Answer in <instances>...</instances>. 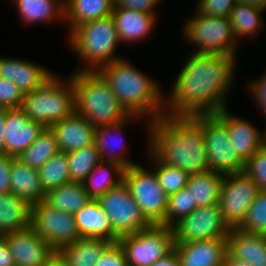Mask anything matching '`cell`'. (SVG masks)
<instances>
[{"instance_id":"6da1fadb","label":"cell","mask_w":266,"mask_h":266,"mask_svg":"<svg viewBox=\"0 0 266 266\" xmlns=\"http://www.w3.org/2000/svg\"><path fill=\"white\" fill-rule=\"evenodd\" d=\"M236 62L234 56L191 53L165 98L164 115L194 117L228 108Z\"/></svg>"},{"instance_id":"7a4b0ae2","label":"cell","mask_w":266,"mask_h":266,"mask_svg":"<svg viewBox=\"0 0 266 266\" xmlns=\"http://www.w3.org/2000/svg\"><path fill=\"white\" fill-rule=\"evenodd\" d=\"M148 151L162 164L189 175L210 171L203 136V115H162L148 123Z\"/></svg>"},{"instance_id":"3957f363","label":"cell","mask_w":266,"mask_h":266,"mask_svg":"<svg viewBox=\"0 0 266 266\" xmlns=\"http://www.w3.org/2000/svg\"><path fill=\"white\" fill-rule=\"evenodd\" d=\"M128 62L121 58L101 67L98 72L127 112L143 117L149 123L164 115L165 97L155 79Z\"/></svg>"},{"instance_id":"277c9868","label":"cell","mask_w":266,"mask_h":266,"mask_svg":"<svg viewBox=\"0 0 266 266\" xmlns=\"http://www.w3.org/2000/svg\"><path fill=\"white\" fill-rule=\"evenodd\" d=\"M71 75L75 113L96 128L123 122L131 116L98 71H73Z\"/></svg>"},{"instance_id":"5b68a950","label":"cell","mask_w":266,"mask_h":266,"mask_svg":"<svg viewBox=\"0 0 266 266\" xmlns=\"http://www.w3.org/2000/svg\"><path fill=\"white\" fill-rule=\"evenodd\" d=\"M71 49L83 59L82 68L75 71H98L121 59L115 56L119 39L112 15L79 25L69 33Z\"/></svg>"},{"instance_id":"8992f818","label":"cell","mask_w":266,"mask_h":266,"mask_svg":"<svg viewBox=\"0 0 266 266\" xmlns=\"http://www.w3.org/2000/svg\"><path fill=\"white\" fill-rule=\"evenodd\" d=\"M21 109L32 121L50 128L56 122L75 113V93L72 79L62 81L55 74L41 87L25 93Z\"/></svg>"},{"instance_id":"52a82bcc","label":"cell","mask_w":266,"mask_h":266,"mask_svg":"<svg viewBox=\"0 0 266 266\" xmlns=\"http://www.w3.org/2000/svg\"><path fill=\"white\" fill-rule=\"evenodd\" d=\"M183 25V37L194 44V54L236 56L237 40L229 17H213L196 12Z\"/></svg>"},{"instance_id":"ba28073f","label":"cell","mask_w":266,"mask_h":266,"mask_svg":"<svg viewBox=\"0 0 266 266\" xmlns=\"http://www.w3.org/2000/svg\"><path fill=\"white\" fill-rule=\"evenodd\" d=\"M123 183L151 225L166 226L168 195L160 186L153 170L139 164L124 169Z\"/></svg>"},{"instance_id":"9c48e42d","label":"cell","mask_w":266,"mask_h":266,"mask_svg":"<svg viewBox=\"0 0 266 266\" xmlns=\"http://www.w3.org/2000/svg\"><path fill=\"white\" fill-rule=\"evenodd\" d=\"M129 266H149L174 249L173 229L151 225L145 230L118 238Z\"/></svg>"},{"instance_id":"30bf717a","label":"cell","mask_w":266,"mask_h":266,"mask_svg":"<svg viewBox=\"0 0 266 266\" xmlns=\"http://www.w3.org/2000/svg\"><path fill=\"white\" fill-rule=\"evenodd\" d=\"M203 136L209 169L228 175L243 172L244 161L235 151L226 125L215 115H203Z\"/></svg>"},{"instance_id":"8fae6325","label":"cell","mask_w":266,"mask_h":266,"mask_svg":"<svg viewBox=\"0 0 266 266\" xmlns=\"http://www.w3.org/2000/svg\"><path fill=\"white\" fill-rule=\"evenodd\" d=\"M30 227L54 250L82 238L74 215L51 207L44 200L32 205Z\"/></svg>"},{"instance_id":"7c38bea8","label":"cell","mask_w":266,"mask_h":266,"mask_svg":"<svg viewBox=\"0 0 266 266\" xmlns=\"http://www.w3.org/2000/svg\"><path fill=\"white\" fill-rule=\"evenodd\" d=\"M97 200L108 215L114 234L118 238L151 226L123 182Z\"/></svg>"},{"instance_id":"4fadbf2b","label":"cell","mask_w":266,"mask_h":266,"mask_svg":"<svg viewBox=\"0 0 266 266\" xmlns=\"http://www.w3.org/2000/svg\"><path fill=\"white\" fill-rule=\"evenodd\" d=\"M172 229L174 242L227 238L231 230L223 219L219 204L197 207Z\"/></svg>"},{"instance_id":"5bb4252c","label":"cell","mask_w":266,"mask_h":266,"mask_svg":"<svg viewBox=\"0 0 266 266\" xmlns=\"http://www.w3.org/2000/svg\"><path fill=\"white\" fill-rule=\"evenodd\" d=\"M259 191L244 172L224 175L218 204L230 228H237L242 223Z\"/></svg>"},{"instance_id":"9a60e30c","label":"cell","mask_w":266,"mask_h":266,"mask_svg":"<svg viewBox=\"0 0 266 266\" xmlns=\"http://www.w3.org/2000/svg\"><path fill=\"white\" fill-rule=\"evenodd\" d=\"M2 237L13 255L15 266H43L54 251L30 226Z\"/></svg>"},{"instance_id":"2e32d148","label":"cell","mask_w":266,"mask_h":266,"mask_svg":"<svg viewBox=\"0 0 266 266\" xmlns=\"http://www.w3.org/2000/svg\"><path fill=\"white\" fill-rule=\"evenodd\" d=\"M44 129L41 123L30 120L21 108L6 109L5 154L17 158Z\"/></svg>"},{"instance_id":"e0dca14e","label":"cell","mask_w":266,"mask_h":266,"mask_svg":"<svg viewBox=\"0 0 266 266\" xmlns=\"http://www.w3.org/2000/svg\"><path fill=\"white\" fill-rule=\"evenodd\" d=\"M215 115L226 125L235 151L244 162L266 144L265 131L261 135L255 125L240 116L230 114L228 108L216 112Z\"/></svg>"},{"instance_id":"ac0fdd59","label":"cell","mask_w":266,"mask_h":266,"mask_svg":"<svg viewBox=\"0 0 266 266\" xmlns=\"http://www.w3.org/2000/svg\"><path fill=\"white\" fill-rule=\"evenodd\" d=\"M179 266H222L227 254L226 238L175 242Z\"/></svg>"},{"instance_id":"d6986e66","label":"cell","mask_w":266,"mask_h":266,"mask_svg":"<svg viewBox=\"0 0 266 266\" xmlns=\"http://www.w3.org/2000/svg\"><path fill=\"white\" fill-rule=\"evenodd\" d=\"M61 152L69 153L94 144L96 127L74 113L50 127Z\"/></svg>"},{"instance_id":"ffe728a7","label":"cell","mask_w":266,"mask_h":266,"mask_svg":"<svg viewBox=\"0 0 266 266\" xmlns=\"http://www.w3.org/2000/svg\"><path fill=\"white\" fill-rule=\"evenodd\" d=\"M53 75L36 63L0 56V77L14 83L24 94L38 89Z\"/></svg>"},{"instance_id":"44dd1931","label":"cell","mask_w":266,"mask_h":266,"mask_svg":"<svg viewBox=\"0 0 266 266\" xmlns=\"http://www.w3.org/2000/svg\"><path fill=\"white\" fill-rule=\"evenodd\" d=\"M226 240L227 253L232 258L253 266H266V235L231 228Z\"/></svg>"},{"instance_id":"7402d4cb","label":"cell","mask_w":266,"mask_h":266,"mask_svg":"<svg viewBox=\"0 0 266 266\" xmlns=\"http://www.w3.org/2000/svg\"><path fill=\"white\" fill-rule=\"evenodd\" d=\"M78 231L82 238L103 239L110 243L118 241L106 212L97 199H91L75 215Z\"/></svg>"},{"instance_id":"603a6c76","label":"cell","mask_w":266,"mask_h":266,"mask_svg":"<svg viewBox=\"0 0 266 266\" xmlns=\"http://www.w3.org/2000/svg\"><path fill=\"white\" fill-rule=\"evenodd\" d=\"M119 42H139L151 34L156 25V15L137 12L131 9H113ZM149 34V35H148Z\"/></svg>"},{"instance_id":"cb8c5ba5","label":"cell","mask_w":266,"mask_h":266,"mask_svg":"<svg viewBox=\"0 0 266 266\" xmlns=\"http://www.w3.org/2000/svg\"><path fill=\"white\" fill-rule=\"evenodd\" d=\"M10 192L26 200L31 206L44 200L45 192L38 170L13 158L10 171Z\"/></svg>"},{"instance_id":"d4e9b609","label":"cell","mask_w":266,"mask_h":266,"mask_svg":"<svg viewBox=\"0 0 266 266\" xmlns=\"http://www.w3.org/2000/svg\"><path fill=\"white\" fill-rule=\"evenodd\" d=\"M142 118L143 117L131 115L127 120L123 122L96 128L94 144L96 146V149L99 151L101 161L117 163L119 166H121L124 169H127L130 166H134L138 164L136 162L130 161V159H128V157L125 155V152L123 153V151H125V145L123 146L121 144L123 143L121 140H120L121 142L119 141L121 145H118V151L117 150L114 151V148H115L114 146L116 144L115 139L119 138V136H121L122 134L120 132L122 131L123 126L127 124L130 121V119L132 121L135 119L142 120Z\"/></svg>"},{"instance_id":"484cf974","label":"cell","mask_w":266,"mask_h":266,"mask_svg":"<svg viewBox=\"0 0 266 266\" xmlns=\"http://www.w3.org/2000/svg\"><path fill=\"white\" fill-rule=\"evenodd\" d=\"M31 205L11 192L0 194V236L30 226Z\"/></svg>"},{"instance_id":"4316f807","label":"cell","mask_w":266,"mask_h":266,"mask_svg":"<svg viewBox=\"0 0 266 266\" xmlns=\"http://www.w3.org/2000/svg\"><path fill=\"white\" fill-rule=\"evenodd\" d=\"M64 4L69 33L79 25L110 16L114 8V0H64Z\"/></svg>"},{"instance_id":"83f0119b","label":"cell","mask_w":266,"mask_h":266,"mask_svg":"<svg viewBox=\"0 0 266 266\" xmlns=\"http://www.w3.org/2000/svg\"><path fill=\"white\" fill-rule=\"evenodd\" d=\"M13 3L25 24L51 23L65 17L64 0H14Z\"/></svg>"},{"instance_id":"f1b7e54d","label":"cell","mask_w":266,"mask_h":266,"mask_svg":"<svg viewBox=\"0 0 266 266\" xmlns=\"http://www.w3.org/2000/svg\"><path fill=\"white\" fill-rule=\"evenodd\" d=\"M83 183L69 182L45 193L44 201L64 213L75 215L90 201Z\"/></svg>"},{"instance_id":"f546056e","label":"cell","mask_w":266,"mask_h":266,"mask_svg":"<svg viewBox=\"0 0 266 266\" xmlns=\"http://www.w3.org/2000/svg\"><path fill=\"white\" fill-rule=\"evenodd\" d=\"M124 168L114 162L101 161L83 182L91 199H98L123 182Z\"/></svg>"},{"instance_id":"4dcf8cb0","label":"cell","mask_w":266,"mask_h":266,"mask_svg":"<svg viewBox=\"0 0 266 266\" xmlns=\"http://www.w3.org/2000/svg\"><path fill=\"white\" fill-rule=\"evenodd\" d=\"M223 177L211 170L190 175L186 187L192 194L193 204H197V207L218 204Z\"/></svg>"},{"instance_id":"1f68e13d","label":"cell","mask_w":266,"mask_h":266,"mask_svg":"<svg viewBox=\"0 0 266 266\" xmlns=\"http://www.w3.org/2000/svg\"><path fill=\"white\" fill-rule=\"evenodd\" d=\"M109 244L110 242L103 239L80 238L72 244L63 246L59 251L69 266H95Z\"/></svg>"},{"instance_id":"d6a6232c","label":"cell","mask_w":266,"mask_h":266,"mask_svg":"<svg viewBox=\"0 0 266 266\" xmlns=\"http://www.w3.org/2000/svg\"><path fill=\"white\" fill-rule=\"evenodd\" d=\"M261 11L265 10L242 2L235 3L229 18L234 37L238 42L241 36L252 38L261 31L260 29L264 26V20L260 16Z\"/></svg>"},{"instance_id":"836d02e7","label":"cell","mask_w":266,"mask_h":266,"mask_svg":"<svg viewBox=\"0 0 266 266\" xmlns=\"http://www.w3.org/2000/svg\"><path fill=\"white\" fill-rule=\"evenodd\" d=\"M54 133L45 128L39 137L17 159L30 168L39 169L59 152Z\"/></svg>"},{"instance_id":"e575fe53","label":"cell","mask_w":266,"mask_h":266,"mask_svg":"<svg viewBox=\"0 0 266 266\" xmlns=\"http://www.w3.org/2000/svg\"><path fill=\"white\" fill-rule=\"evenodd\" d=\"M71 182L83 183L93 169L101 162L95 144L67 153Z\"/></svg>"},{"instance_id":"d590c367","label":"cell","mask_w":266,"mask_h":266,"mask_svg":"<svg viewBox=\"0 0 266 266\" xmlns=\"http://www.w3.org/2000/svg\"><path fill=\"white\" fill-rule=\"evenodd\" d=\"M44 192L71 182L67 153L59 151L38 169Z\"/></svg>"},{"instance_id":"8d00e7d4","label":"cell","mask_w":266,"mask_h":266,"mask_svg":"<svg viewBox=\"0 0 266 266\" xmlns=\"http://www.w3.org/2000/svg\"><path fill=\"white\" fill-rule=\"evenodd\" d=\"M148 154V156H150L152 159L151 163L154 164L152 169H154L153 171L156 174L158 182L168 196H171L182 188L186 187L190 177L188 173L178 167L164 165L159 162L150 152H148Z\"/></svg>"},{"instance_id":"74e56055","label":"cell","mask_w":266,"mask_h":266,"mask_svg":"<svg viewBox=\"0 0 266 266\" xmlns=\"http://www.w3.org/2000/svg\"><path fill=\"white\" fill-rule=\"evenodd\" d=\"M237 228L246 233L266 235V191L258 192L242 223Z\"/></svg>"},{"instance_id":"f35d334b","label":"cell","mask_w":266,"mask_h":266,"mask_svg":"<svg viewBox=\"0 0 266 266\" xmlns=\"http://www.w3.org/2000/svg\"><path fill=\"white\" fill-rule=\"evenodd\" d=\"M197 204H193V197L187 187L182 188L175 194L168 197L166 211V226L173 227L181 219L189 215Z\"/></svg>"},{"instance_id":"ab89813d","label":"cell","mask_w":266,"mask_h":266,"mask_svg":"<svg viewBox=\"0 0 266 266\" xmlns=\"http://www.w3.org/2000/svg\"><path fill=\"white\" fill-rule=\"evenodd\" d=\"M243 172L259 190L266 191V144L244 163Z\"/></svg>"},{"instance_id":"60d3db41","label":"cell","mask_w":266,"mask_h":266,"mask_svg":"<svg viewBox=\"0 0 266 266\" xmlns=\"http://www.w3.org/2000/svg\"><path fill=\"white\" fill-rule=\"evenodd\" d=\"M24 93L11 81L0 77V109L21 108Z\"/></svg>"},{"instance_id":"b9f144b4","label":"cell","mask_w":266,"mask_h":266,"mask_svg":"<svg viewBox=\"0 0 266 266\" xmlns=\"http://www.w3.org/2000/svg\"><path fill=\"white\" fill-rule=\"evenodd\" d=\"M198 2L195 11L201 15L229 17L236 0H198Z\"/></svg>"},{"instance_id":"7bdbcfd3","label":"cell","mask_w":266,"mask_h":266,"mask_svg":"<svg viewBox=\"0 0 266 266\" xmlns=\"http://www.w3.org/2000/svg\"><path fill=\"white\" fill-rule=\"evenodd\" d=\"M95 266H129L118 242L110 243L101 253Z\"/></svg>"},{"instance_id":"ee69618b","label":"cell","mask_w":266,"mask_h":266,"mask_svg":"<svg viewBox=\"0 0 266 266\" xmlns=\"http://www.w3.org/2000/svg\"><path fill=\"white\" fill-rule=\"evenodd\" d=\"M161 0H114L113 9H131L137 12L155 15L154 9Z\"/></svg>"},{"instance_id":"f6af8a7d","label":"cell","mask_w":266,"mask_h":266,"mask_svg":"<svg viewBox=\"0 0 266 266\" xmlns=\"http://www.w3.org/2000/svg\"><path fill=\"white\" fill-rule=\"evenodd\" d=\"M256 79V81L250 82V92L256 100L257 106L261 109V112L266 117V72Z\"/></svg>"},{"instance_id":"bcb514c9","label":"cell","mask_w":266,"mask_h":266,"mask_svg":"<svg viewBox=\"0 0 266 266\" xmlns=\"http://www.w3.org/2000/svg\"><path fill=\"white\" fill-rule=\"evenodd\" d=\"M13 158L6 154L0 156V194L10 192V171Z\"/></svg>"},{"instance_id":"7dc6e473","label":"cell","mask_w":266,"mask_h":266,"mask_svg":"<svg viewBox=\"0 0 266 266\" xmlns=\"http://www.w3.org/2000/svg\"><path fill=\"white\" fill-rule=\"evenodd\" d=\"M0 266H15L13 255L2 236H0Z\"/></svg>"},{"instance_id":"c3c4849f","label":"cell","mask_w":266,"mask_h":266,"mask_svg":"<svg viewBox=\"0 0 266 266\" xmlns=\"http://www.w3.org/2000/svg\"><path fill=\"white\" fill-rule=\"evenodd\" d=\"M149 266H179V258L175 249H173L165 257L157 260Z\"/></svg>"},{"instance_id":"681fc988","label":"cell","mask_w":266,"mask_h":266,"mask_svg":"<svg viewBox=\"0 0 266 266\" xmlns=\"http://www.w3.org/2000/svg\"><path fill=\"white\" fill-rule=\"evenodd\" d=\"M43 266H69L68 261L59 250H54Z\"/></svg>"},{"instance_id":"f907efd6","label":"cell","mask_w":266,"mask_h":266,"mask_svg":"<svg viewBox=\"0 0 266 266\" xmlns=\"http://www.w3.org/2000/svg\"><path fill=\"white\" fill-rule=\"evenodd\" d=\"M6 123V109H0V156L5 154L4 129Z\"/></svg>"},{"instance_id":"816d5d0a","label":"cell","mask_w":266,"mask_h":266,"mask_svg":"<svg viewBox=\"0 0 266 266\" xmlns=\"http://www.w3.org/2000/svg\"><path fill=\"white\" fill-rule=\"evenodd\" d=\"M222 266H253L248 262L241 261L235 258H232L228 253L226 254L224 258V262L222 263Z\"/></svg>"},{"instance_id":"f5cc1de1","label":"cell","mask_w":266,"mask_h":266,"mask_svg":"<svg viewBox=\"0 0 266 266\" xmlns=\"http://www.w3.org/2000/svg\"><path fill=\"white\" fill-rule=\"evenodd\" d=\"M236 2L250 4L252 6L259 7V8L266 10V0H236Z\"/></svg>"}]
</instances>
